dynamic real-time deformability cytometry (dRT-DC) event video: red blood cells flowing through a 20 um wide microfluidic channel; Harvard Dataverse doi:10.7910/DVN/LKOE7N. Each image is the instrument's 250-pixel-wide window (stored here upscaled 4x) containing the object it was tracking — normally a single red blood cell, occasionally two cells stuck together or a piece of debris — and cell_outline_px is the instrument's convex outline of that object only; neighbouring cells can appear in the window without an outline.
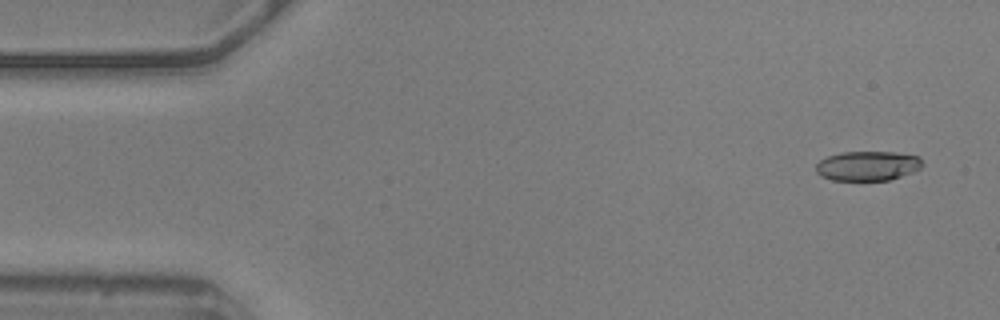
{"species": "common noctule bat (a hibernating species)", "species_latin": "Nyctalus noctula", "temperature_condition": "warm", "stored_images_in_passage": 56, "camera_frame_rate_fps": 3000, "um_per_image_px": 0.085, "animal": {"sex": "male", "body_mass_g": 20.5, "forearm_length_mm": 52.5}, "frame": {"image": 1, "passage_image": 3, "time_ms": 0.667, "image_size_px": [1000, 320], "cell_outline_px": [[924, 164], [920, 168], [912, 172], [888, 180], [832, 180], [820, 176], [816, 172], [816, 164], [820, 160], [828, 156], [840, 152], [896, 152], [920, 156]], "centroid_in_image_um": [73.75, 14.09], "position_along_channel_um": 11.2, "area_um2": 18.44}}
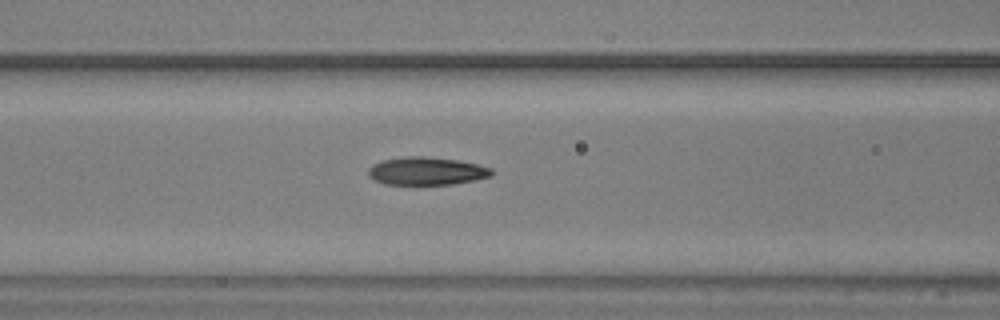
{"frame": {"image": 2, "passage_image": 22, "time_ms": 7.0, "image_size_px": [1000, 320], "cell_outline_px": [[492, 176], [476, 180], [452, 184], [384, 184], [368, 176], [368, 168], [372, 164], [384, 160], [404, 156], [424, 156], [456, 160], [476, 164], [492, 168]], "centroid_in_image_um": [36.25, 14.54], "position_along_channel_um": 130.4, "area_um2": 20.0}}
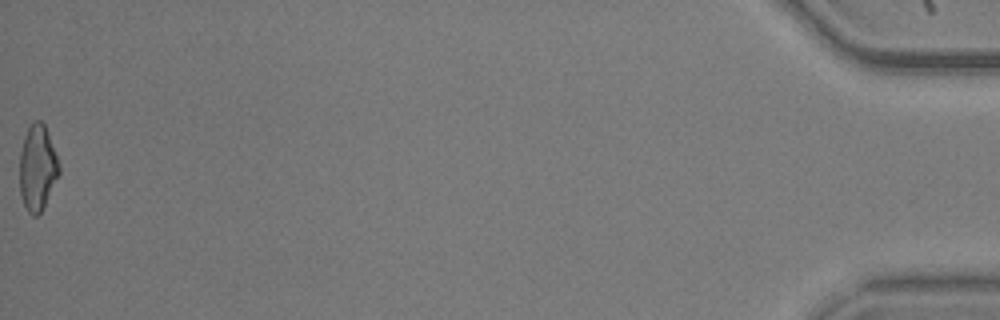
{"frame": {"image": 3, "passage_image": 56, "time_ms": 18.333, "image_size_px": [1000, 320], "cell_outline_px": [[60, 172], [40, 212], [36, 216], [32, 216], [28, 212], [24, 204], [20, 192], [20, 152], [24, 136], [32, 120], [40, 120], [44, 124], [56, 156], [60, 168]], "centroid_in_image_um": [3.16, 14.24], "position_along_channel_um": 432.0, "area_um2": 19.25}, "authors_computed_cell_mechanics": {"area_um2": 19.8254, "velocity_mm_per_s": 3.6047, "shape_relaxation_time_tau1_ms": 3.7832, "shape_relaxation_time_tau2_ms": 2.0591, "deformation_change_tau1": 0.1657, "deformation_change_tau2": 0.1014}}